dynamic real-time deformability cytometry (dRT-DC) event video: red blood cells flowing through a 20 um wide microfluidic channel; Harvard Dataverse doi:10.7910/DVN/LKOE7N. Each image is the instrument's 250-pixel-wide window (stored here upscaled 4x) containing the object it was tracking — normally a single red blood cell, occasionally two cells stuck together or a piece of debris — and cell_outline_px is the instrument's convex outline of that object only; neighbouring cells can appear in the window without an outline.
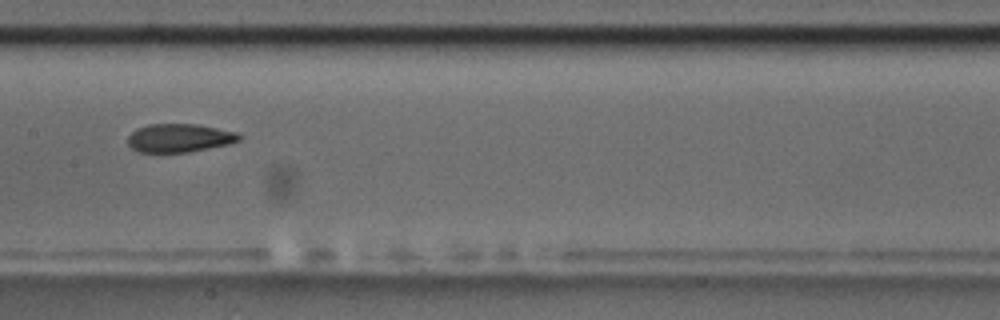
{"species": "common noctule bat (a hibernating species)", "species_latin": "Nyctalus noctula", "temperature_condition": "room temperature", "stored_images_in_passage": 10, "camera_frame_rate_fps": 3000, "um_per_image_px": 0.085, "animal": {"sex": "male", "body_mass_g": 17.5, "forearm_length_mm": 52.3}, "frame": {"image": 1, "passage_image": 9, "time_ms": 9.0, "image_size_px": [1000, 320], "cell_outline_px": [[240, 140], [228, 144], [188, 152], [140, 152], [132, 148], [128, 144], [128, 136], [136, 128], [148, 124], [196, 124], [236, 132], [240, 136]], "centroid_in_image_um": [15.21, 11.72], "position_along_channel_um": 192.2, "area_um2": 18.26}}
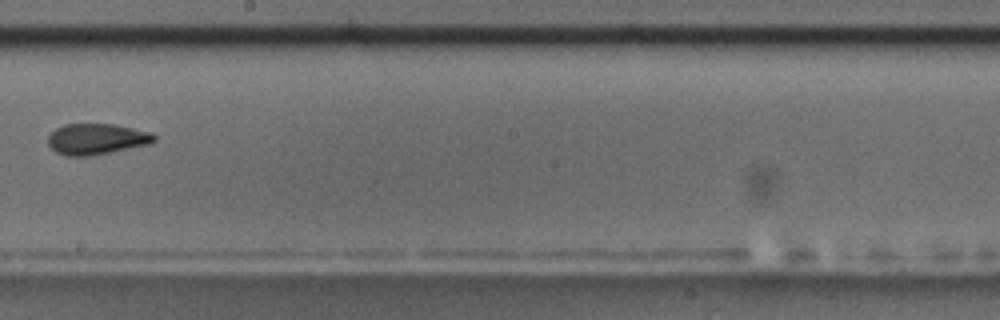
{"frame": {"image": 2, "passage_image": 10, "time_ms": 10.333, "image_size_px": [1000, 320], "cell_outline_px": [[156, 140], [152, 144], [112, 152], [88, 156], [68, 156], [56, 152], [48, 144], [48, 136], [56, 128], [64, 124], [112, 124], [152, 132], [156, 136]], "centroid_in_image_um": [8.24, 11.82], "position_along_channel_um": 240.0, "area_um2": 19.25}}